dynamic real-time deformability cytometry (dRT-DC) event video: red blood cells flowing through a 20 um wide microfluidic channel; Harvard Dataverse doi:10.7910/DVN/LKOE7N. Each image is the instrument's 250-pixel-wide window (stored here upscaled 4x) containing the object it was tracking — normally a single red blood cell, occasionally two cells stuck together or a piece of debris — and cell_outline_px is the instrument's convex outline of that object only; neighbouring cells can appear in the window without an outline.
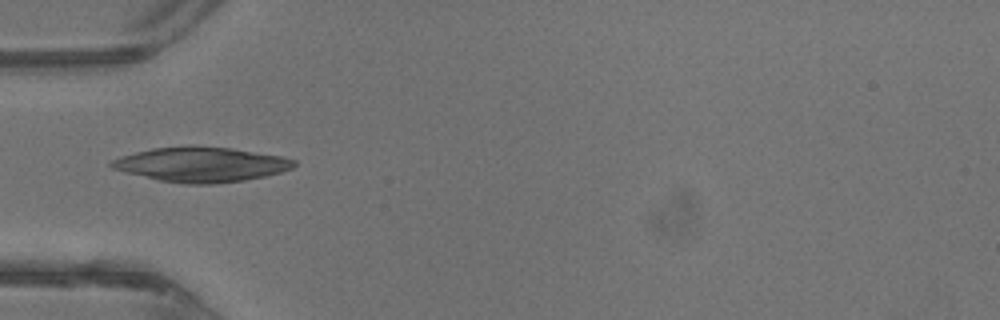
{"species": "common noctule bat (a hibernating species)", "species_latin": "Nyctalus noctula", "temperature_condition": "warm", "stored_images_in_passage": 30, "camera_frame_rate_fps": 3000, "um_per_image_px": 0.085, "animal": {"sex": "male", "body_mass_g": 13.3}, "frame": {"image": 1, "passage_image": 1, "time_ms": 0.0, "image_size_px": [1000, 320], "cell_outline_px": [[296, 164], [292, 168], [280, 172], [264, 176], [244, 180], [212, 184], [184, 184], [160, 180], [124, 172], [112, 168], [108, 164], [112, 160], [120, 156], [152, 148], [232, 148], [280, 156], [296, 160]], "centroid_in_image_um": [17.09, 14.01], "position_along_channel_um": 67.9, "area_um2": 36.07}}
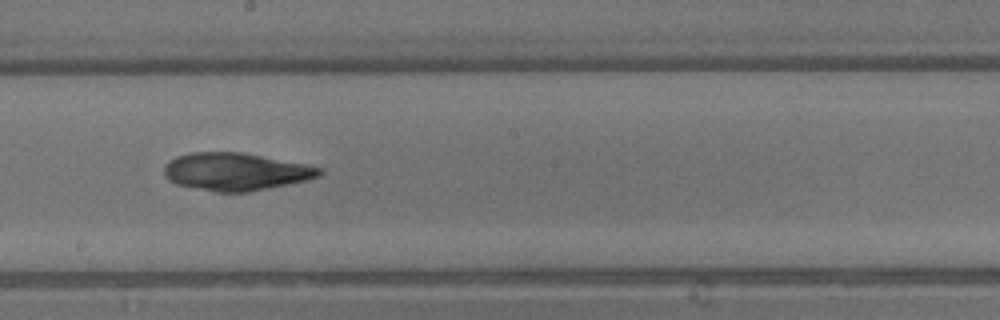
{"frame": {"image": 2, "passage_image": 11, "time_ms": 3.333, "image_size_px": [1000, 320], "cell_outline_px": [[324, 172], [320, 176], [308, 180], [248, 192], [216, 192], [176, 184], [168, 180], [164, 176], [164, 164], [168, 160], [176, 156], [192, 152], [244, 152], [324, 168]], "centroid_in_image_um": [20.03, 14.58], "position_along_channel_um": 228.2, "area_um2": 34.28}}
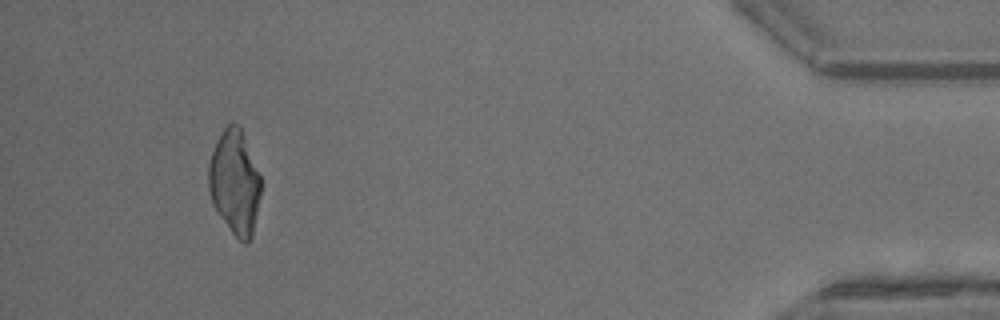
{"frame": {"image": 3, "passage_image": 27, "time_ms": 8.667, "image_size_px": [1000, 320], "cell_outline_px": [[260, 196], [252, 236], [248, 244], [244, 244], [232, 232], [212, 204], [208, 188], [208, 164], [216, 140], [224, 128], [232, 120], [240, 124], [260, 176]], "centroid_in_image_um": [19.94, 15.45], "position_along_channel_um": 415.3, "area_um2": 31.85}}